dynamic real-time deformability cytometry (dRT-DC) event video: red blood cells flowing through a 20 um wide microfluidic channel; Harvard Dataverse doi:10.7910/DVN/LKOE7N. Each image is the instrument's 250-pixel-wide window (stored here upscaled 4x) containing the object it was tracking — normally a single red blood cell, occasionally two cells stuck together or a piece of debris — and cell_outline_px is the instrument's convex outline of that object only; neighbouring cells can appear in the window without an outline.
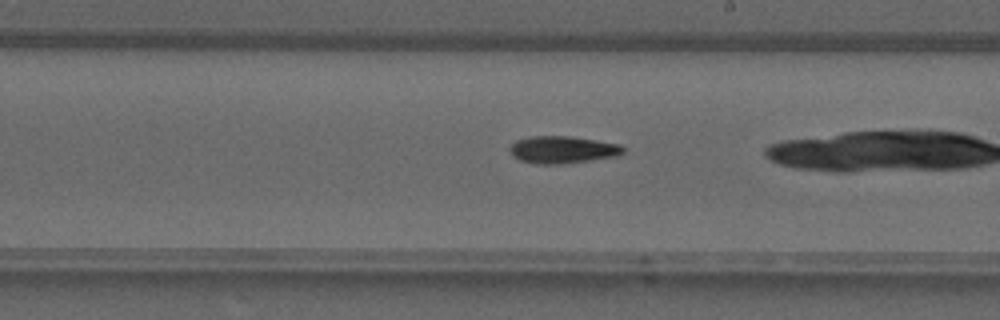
{"species": "common noctule bat (a hibernating species)", "species_latin": "Nyctalus noctula", "temperature_condition": "warm", "stored_images_in_passage": 30, "camera_frame_rate_fps": 3000, "um_per_image_px": 0.085, "animal": {"sex": "male", "forearm_length_mm": 52.5}, "frame": {"image": 1, "passage_image": 22, "time_ms": 7.0, "image_size_px": [1000, 320], "cell_outline_px": [[624, 152], [620, 156], [560, 164], [536, 164], [520, 160], [512, 156], [512, 144], [516, 140], [528, 136], [568, 136], [596, 140], [620, 144], [624, 148]], "centroid_in_image_um": [47.85, 12.72], "position_along_channel_um": 241.2, "area_um2": 17.98}}